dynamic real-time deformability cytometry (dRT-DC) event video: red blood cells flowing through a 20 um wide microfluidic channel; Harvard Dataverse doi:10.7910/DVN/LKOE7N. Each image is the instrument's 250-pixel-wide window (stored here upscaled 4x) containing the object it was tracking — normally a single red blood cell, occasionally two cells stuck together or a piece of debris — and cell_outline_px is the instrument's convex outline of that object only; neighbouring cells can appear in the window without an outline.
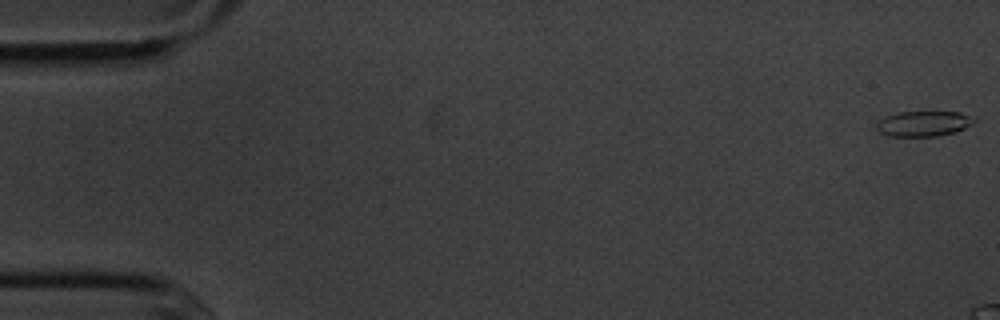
{"species": "common noctule bat (a hibernating species)", "species_latin": "Nyctalus noctula", "temperature_condition": "cold", "stored_images_in_passage": 9, "camera_frame_rate_fps": 3000, "um_per_image_px": 0.085, "animal": {"sex": "male", "body_mass_g": 20.1, "forearm_length_mm": 53.5}, "frame": {"image": 1, "passage_image": 1, "time_ms": 0.0, "image_size_px": [1000, 320], "cell_outline_px": [[976, 120], [972, 124], [956, 132], [936, 136], [888, 136], [880, 132], [876, 128], [876, 124], [884, 116], [900, 112], [960, 112]], "centroid_in_image_um": [78.47, 10.51], "position_along_channel_um": 6.5, "area_um2": 14.28}}